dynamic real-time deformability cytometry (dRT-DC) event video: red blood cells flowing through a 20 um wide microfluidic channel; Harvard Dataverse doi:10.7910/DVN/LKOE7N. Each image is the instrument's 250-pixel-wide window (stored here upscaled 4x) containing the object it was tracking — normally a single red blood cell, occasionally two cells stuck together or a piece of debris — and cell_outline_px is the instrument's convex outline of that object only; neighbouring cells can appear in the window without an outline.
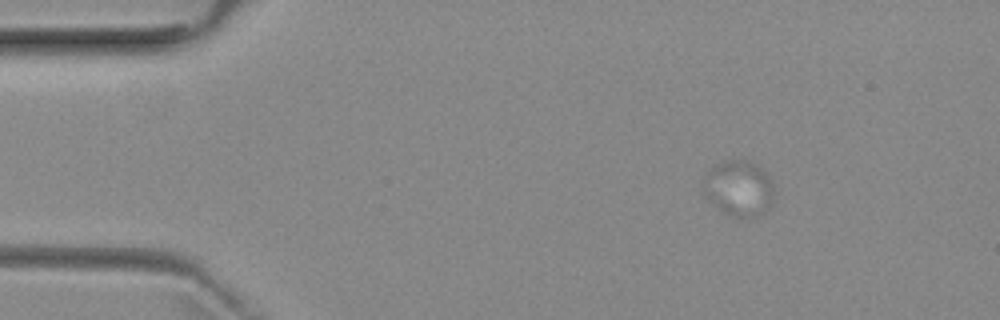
{"species": "common noctule bat (a hibernating species)", "species_latin": "Nyctalus noctula", "temperature_condition": "room temperature", "stored_images_in_passage": 36, "camera_frame_rate_fps": 3000, "um_per_image_px": 0.085, "animal": {"sex": "female", "body_mass_g": 29.2, "forearm_length_mm": 56.3}, "frame": {"image": 1, "passage_image": 11, "time_ms": 3.333, "image_size_px": [1000, 320], "cell_outline_px": [[772, 200], [764, 212], [760, 216], [728, 216], [704, 192], [704, 172], [720, 164], [732, 160], [756, 164], [768, 172], [772, 180]], "centroid_in_image_um": [62.83, 16.0], "position_along_channel_um": 22.2, "area_um2": 22.2}}
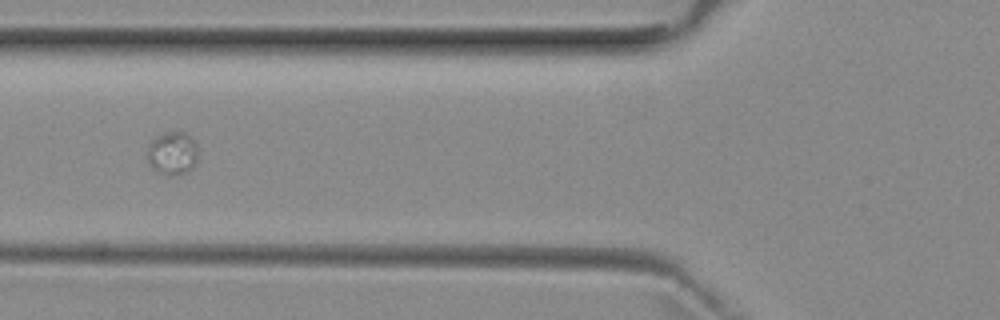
{"frame": {"image": 2, "passage_image": 25, "time_ms": 8.0, "image_size_px": [1000, 320], "cell_outline_px": [[196, 164], [188, 172], [172, 176], [164, 176], [156, 172], [148, 164], [148, 140], [164, 132], [184, 132], [196, 144]], "centroid_in_image_um": [14.6, 13.06], "position_along_channel_um": 111.2, "area_um2": 13.01}}
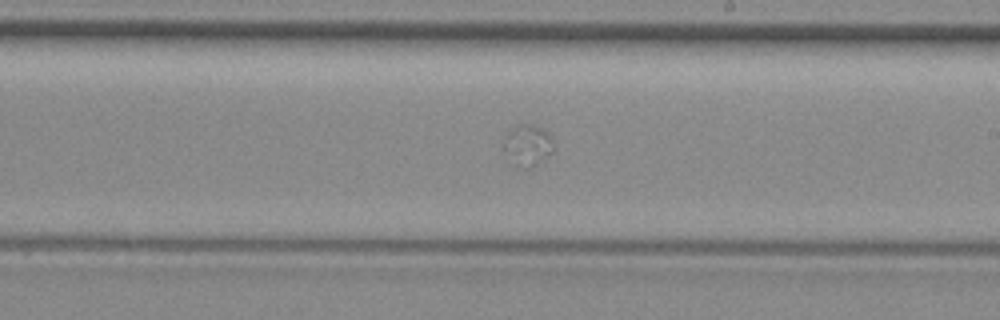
{"frame": {"image": 3, "passage_image": 36, "time_ms": 11.667, "image_size_px": [1000, 320], "cell_outline_px": [[552, 152], [532, 168], [528, 168], [504, 160], [504, 136], [516, 124], [532, 124], [548, 132], [552, 140]], "centroid_in_image_um": [44.79, 12.35], "position_along_channel_um": 244.2, "area_um2": 12.08}}